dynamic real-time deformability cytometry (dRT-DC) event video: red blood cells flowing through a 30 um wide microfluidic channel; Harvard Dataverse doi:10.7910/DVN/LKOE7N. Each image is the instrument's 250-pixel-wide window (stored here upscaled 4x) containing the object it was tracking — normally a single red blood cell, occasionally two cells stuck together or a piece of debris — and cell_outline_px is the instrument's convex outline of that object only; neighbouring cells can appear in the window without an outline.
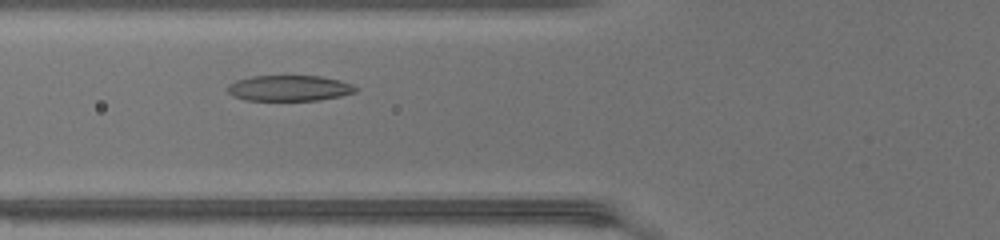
{"species": "common noctule bat (a hibernating species)", "species_latin": "Nyctalus noctula", "temperature_condition": "warm", "stored_images_in_passage": 31, "camera_frame_rate_fps": 3000, "um_per_image_px": 0.085, "animal": {"sex": "female", "body_mass_g": 17.0, "forearm_length_mm": 48.0}, "frame": {"image": 1, "passage_image": 3, "time_ms": 0.667, "image_size_px": [1000, 240], "cell_outline_px": [[356, 92], [340, 96], [320, 100], [248, 100], [236, 96], [228, 92], [228, 84], [236, 80], [252, 76], [320, 76], [340, 80], [352, 84], [356, 88]], "centroid_in_image_um": [24.61, 7.48], "position_along_channel_um": 101.2, "area_um2": 19.02}}
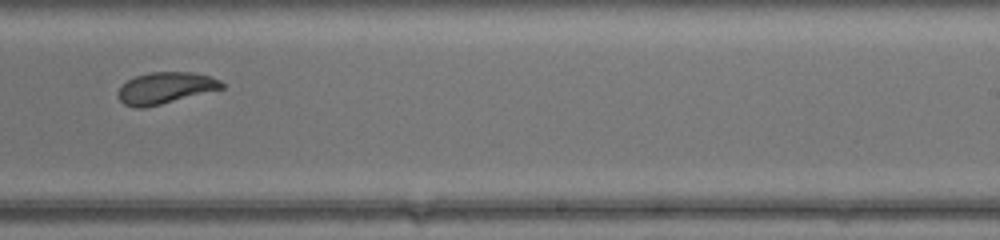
{"frame": {"image": 2, "passage_image": 15, "time_ms": 4.667, "image_size_px": [1000, 240], "cell_outline_px": [[224, 88], [144, 108], [136, 108], [124, 104], [120, 100], [120, 88], [128, 80], [136, 76], [148, 72], [192, 72], [212, 76], [220, 80], [224, 84]], "centroid_in_image_um": [14.09, 7.46], "position_along_channel_um": 274.9, "area_um2": 18.79}}
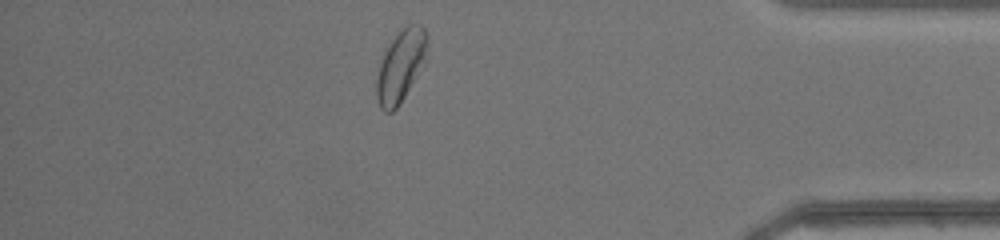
{"frame": {"image": 3, "passage_image": 26, "time_ms": 8.333, "image_size_px": [1000, 240], "cell_outline_px": [[428, 40], [424, 52], [412, 80], [400, 104], [392, 112], [384, 112], [380, 108], [376, 96], [376, 80], [380, 64], [384, 52], [392, 40], [408, 24], [420, 24], [424, 28], [428, 36]], "centroid_in_image_um": [33.99, 5.61], "position_along_channel_um": 401.2, "area_um2": 20.0}}